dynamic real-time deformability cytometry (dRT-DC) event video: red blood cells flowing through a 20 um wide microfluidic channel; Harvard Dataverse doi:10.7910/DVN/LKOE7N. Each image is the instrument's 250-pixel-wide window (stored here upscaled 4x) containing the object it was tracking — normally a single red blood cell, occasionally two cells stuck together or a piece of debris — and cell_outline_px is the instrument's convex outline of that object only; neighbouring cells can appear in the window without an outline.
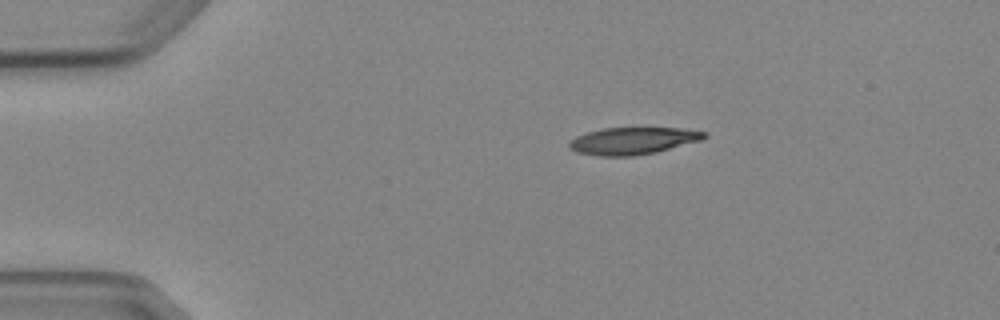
{"species": "Egyptian fruit bat (a non-hibernating species)", "species_latin": "Rousettus aegyptiacus", "temperature_condition": "cold", "stored_images_in_passage": 4, "camera_frame_rate_fps": 3000, "um_per_image_px": 0.085, "animal": {"sex": "female"}, "frame": {"image": 1, "passage_image": 1, "time_ms": 0.0, "image_size_px": [1000, 320], "cell_outline_px": [[708, 136], [700, 140], [656, 152], [632, 156], [600, 156], [576, 152], [568, 148], [568, 144], [576, 136], [588, 132], [604, 128], [680, 128], [708, 132]], "centroid_in_image_um": [53.79, 11.97], "position_along_channel_um": 31.2, "area_um2": 21.21}}
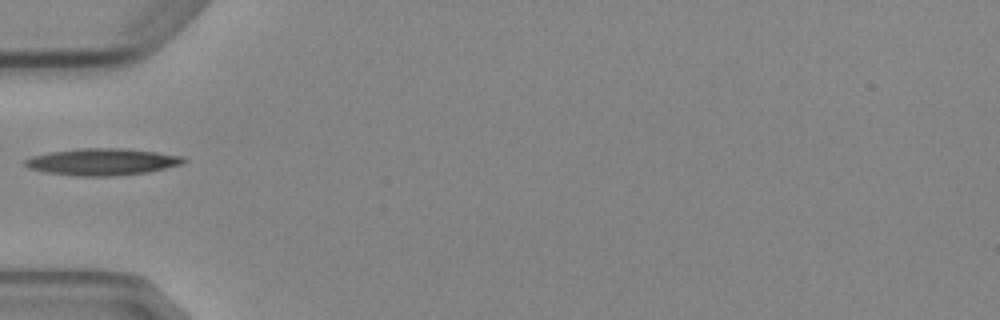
{"frame": {"image": 2, "passage_image": 3, "time_ms": 2.667, "image_size_px": [1000, 320], "cell_outline_px": [[188, 160], [184, 164], [148, 172], [116, 176], [76, 176], [44, 172], [28, 168], [24, 164], [24, 160], [32, 156], [48, 152], [80, 148], [120, 148], [156, 152], [184, 156]], "centroid_in_image_um": [8.7, 13.76], "position_along_channel_um": 76.3, "area_um2": 25.03}}
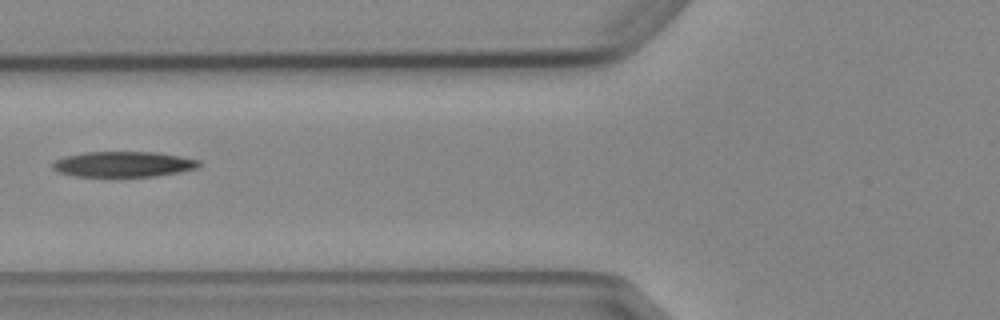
{"frame": {"image": 3, "passage_image": 4, "time_ms": 3.667, "image_size_px": [1000, 320], "cell_outline_px": [[200, 164], [196, 168], [180, 172], [156, 176], [116, 180], [76, 176], [60, 172], [52, 168], [52, 164], [56, 160], [64, 156], [84, 152], [156, 152], [180, 156], [200, 160]], "centroid_in_image_um": [10.46, 14.01], "position_along_channel_um": 115.3, "area_um2": 22.77}}